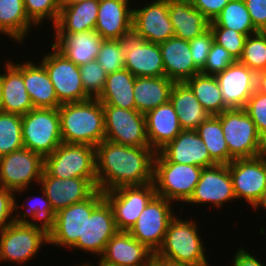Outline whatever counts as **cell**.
Returning <instances> with one entry per match:
<instances>
[{"instance_id":"7a4b0ae2","label":"cell","mask_w":266,"mask_h":266,"mask_svg":"<svg viewBox=\"0 0 266 266\" xmlns=\"http://www.w3.org/2000/svg\"><path fill=\"white\" fill-rule=\"evenodd\" d=\"M58 113L63 143L96 147L105 139L104 110L97 98L61 104Z\"/></svg>"},{"instance_id":"5b68a950","label":"cell","mask_w":266,"mask_h":266,"mask_svg":"<svg viewBox=\"0 0 266 266\" xmlns=\"http://www.w3.org/2000/svg\"><path fill=\"white\" fill-rule=\"evenodd\" d=\"M202 170L199 166L164 160L156 152L153 171L156 195L174 203H186L194 193Z\"/></svg>"},{"instance_id":"2e32d148","label":"cell","mask_w":266,"mask_h":266,"mask_svg":"<svg viewBox=\"0 0 266 266\" xmlns=\"http://www.w3.org/2000/svg\"><path fill=\"white\" fill-rule=\"evenodd\" d=\"M228 168L236 200L244 199L252 208L266 188V161L261 156L237 158Z\"/></svg>"},{"instance_id":"ab89813d","label":"cell","mask_w":266,"mask_h":266,"mask_svg":"<svg viewBox=\"0 0 266 266\" xmlns=\"http://www.w3.org/2000/svg\"><path fill=\"white\" fill-rule=\"evenodd\" d=\"M23 147L22 116L0 111V157Z\"/></svg>"},{"instance_id":"7402d4cb","label":"cell","mask_w":266,"mask_h":266,"mask_svg":"<svg viewBox=\"0 0 266 266\" xmlns=\"http://www.w3.org/2000/svg\"><path fill=\"white\" fill-rule=\"evenodd\" d=\"M131 0H99L95 31L103 40H123L132 34Z\"/></svg>"},{"instance_id":"3957f363","label":"cell","mask_w":266,"mask_h":266,"mask_svg":"<svg viewBox=\"0 0 266 266\" xmlns=\"http://www.w3.org/2000/svg\"><path fill=\"white\" fill-rule=\"evenodd\" d=\"M178 214L170 221L164 241L155 253V260L176 265L210 266L206 248L195 219L186 220ZM188 219V220H187Z\"/></svg>"},{"instance_id":"c3c4849f","label":"cell","mask_w":266,"mask_h":266,"mask_svg":"<svg viewBox=\"0 0 266 266\" xmlns=\"http://www.w3.org/2000/svg\"><path fill=\"white\" fill-rule=\"evenodd\" d=\"M188 42L194 65L201 71L206 63L212 43L214 42L211 29H207L200 36H197Z\"/></svg>"},{"instance_id":"30bf717a","label":"cell","mask_w":266,"mask_h":266,"mask_svg":"<svg viewBox=\"0 0 266 266\" xmlns=\"http://www.w3.org/2000/svg\"><path fill=\"white\" fill-rule=\"evenodd\" d=\"M40 61L47 70L60 104L80 102L91 97L85 92L80 68L68 60L53 45Z\"/></svg>"},{"instance_id":"836d02e7","label":"cell","mask_w":266,"mask_h":266,"mask_svg":"<svg viewBox=\"0 0 266 266\" xmlns=\"http://www.w3.org/2000/svg\"><path fill=\"white\" fill-rule=\"evenodd\" d=\"M40 191L43 194L42 197L40 196H37L35 198L33 197L30 200L32 201L30 203L29 199H27V201H24L26 202V204L23 203L21 206L19 205V207L17 203L18 201H16V196H15L14 213L16 215L14 214V222L18 224H29L34 228L40 229L47 236H49L54 231L55 228L56 213L54 212L51 203L45 194V191L41 187ZM21 207L23 209L25 208L24 212L23 210H21L22 212H20L19 208ZM37 221H39L40 224H38Z\"/></svg>"},{"instance_id":"6125c7cd","label":"cell","mask_w":266,"mask_h":266,"mask_svg":"<svg viewBox=\"0 0 266 266\" xmlns=\"http://www.w3.org/2000/svg\"><path fill=\"white\" fill-rule=\"evenodd\" d=\"M0 104H1V80H0Z\"/></svg>"},{"instance_id":"f546056e","label":"cell","mask_w":266,"mask_h":266,"mask_svg":"<svg viewBox=\"0 0 266 266\" xmlns=\"http://www.w3.org/2000/svg\"><path fill=\"white\" fill-rule=\"evenodd\" d=\"M168 6L174 37L190 41L209 29L210 21L190 0H168Z\"/></svg>"},{"instance_id":"d590c367","label":"cell","mask_w":266,"mask_h":266,"mask_svg":"<svg viewBox=\"0 0 266 266\" xmlns=\"http://www.w3.org/2000/svg\"><path fill=\"white\" fill-rule=\"evenodd\" d=\"M32 26L36 25L28 18L23 0H0V34L22 44L29 36Z\"/></svg>"},{"instance_id":"680465c9","label":"cell","mask_w":266,"mask_h":266,"mask_svg":"<svg viewBox=\"0 0 266 266\" xmlns=\"http://www.w3.org/2000/svg\"><path fill=\"white\" fill-rule=\"evenodd\" d=\"M163 266H192V265H176V264H171V263H166V262H160Z\"/></svg>"},{"instance_id":"d6a6232c","label":"cell","mask_w":266,"mask_h":266,"mask_svg":"<svg viewBox=\"0 0 266 266\" xmlns=\"http://www.w3.org/2000/svg\"><path fill=\"white\" fill-rule=\"evenodd\" d=\"M174 83L173 80L165 76L136 77L133 90L136 110L146 114L168 102Z\"/></svg>"},{"instance_id":"d6986e66","label":"cell","mask_w":266,"mask_h":266,"mask_svg":"<svg viewBox=\"0 0 266 266\" xmlns=\"http://www.w3.org/2000/svg\"><path fill=\"white\" fill-rule=\"evenodd\" d=\"M124 68L135 77L165 76L159 44L135 37L123 39Z\"/></svg>"},{"instance_id":"4fadbf2b","label":"cell","mask_w":266,"mask_h":266,"mask_svg":"<svg viewBox=\"0 0 266 266\" xmlns=\"http://www.w3.org/2000/svg\"><path fill=\"white\" fill-rule=\"evenodd\" d=\"M104 199L111 206L118 231H129L142 211L156 195L153 183L122 186L104 192Z\"/></svg>"},{"instance_id":"7dc6e473","label":"cell","mask_w":266,"mask_h":266,"mask_svg":"<svg viewBox=\"0 0 266 266\" xmlns=\"http://www.w3.org/2000/svg\"><path fill=\"white\" fill-rule=\"evenodd\" d=\"M244 109L255 123L257 131L263 140L266 137V95L256 90L249 97Z\"/></svg>"},{"instance_id":"db71d44e","label":"cell","mask_w":266,"mask_h":266,"mask_svg":"<svg viewBox=\"0 0 266 266\" xmlns=\"http://www.w3.org/2000/svg\"><path fill=\"white\" fill-rule=\"evenodd\" d=\"M256 90L266 95V70L256 73Z\"/></svg>"},{"instance_id":"b9f144b4","label":"cell","mask_w":266,"mask_h":266,"mask_svg":"<svg viewBox=\"0 0 266 266\" xmlns=\"http://www.w3.org/2000/svg\"><path fill=\"white\" fill-rule=\"evenodd\" d=\"M28 18L36 25L45 20L52 21L54 26L58 20L61 0H23Z\"/></svg>"},{"instance_id":"681fc988","label":"cell","mask_w":266,"mask_h":266,"mask_svg":"<svg viewBox=\"0 0 266 266\" xmlns=\"http://www.w3.org/2000/svg\"><path fill=\"white\" fill-rule=\"evenodd\" d=\"M15 192L0 186V230L14 222Z\"/></svg>"},{"instance_id":"f35d334b","label":"cell","mask_w":266,"mask_h":266,"mask_svg":"<svg viewBox=\"0 0 266 266\" xmlns=\"http://www.w3.org/2000/svg\"><path fill=\"white\" fill-rule=\"evenodd\" d=\"M209 28H228L246 36L257 33L244 0H230Z\"/></svg>"},{"instance_id":"7c38bea8","label":"cell","mask_w":266,"mask_h":266,"mask_svg":"<svg viewBox=\"0 0 266 266\" xmlns=\"http://www.w3.org/2000/svg\"><path fill=\"white\" fill-rule=\"evenodd\" d=\"M102 107L106 140L132 147L149 146L145 114L136 109H123L110 105Z\"/></svg>"},{"instance_id":"52a82bcc","label":"cell","mask_w":266,"mask_h":266,"mask_svg":"<svg viewBox=\"0 0 266 266\" xmlns=\"http://www.w3.org/2000/svg\"><path fill=\"white\" fill-rule=\"evenodd\" d=\"M24 147L43 157L62 143L58 108H34L22 115Z\"/></svg>"},{"instance_id":"603a6c76","label":"cell","mask_w":266,"mask_h":266,"mask_svg":"<svg viewBox=\"0 0 266 266\" xmlns=\"http://www.w3.org/2000/svg\"><path fill=\"white\" fill-rule=\"evenodd\" d=\"M164 160L208 168L217 165L196 130H182L157 152Z\"/></svg>"},{"instance_id":"ffe728a7","label":"cell","mask_w":266,"mask_h":266,"mask_svg":"<svg viewBox=\"0 0 266 266\" xmlns=\"http://www.w3.org/2000/svg\"><path fill=\"white\" fill-rule=\"evenodd\" d=\"M118 232L111 206L104 199L85 218L84 241H77L71 249L101 256L107 242Z\"/></svg>"},{"instance_id":"ac0fdd59","label":"cell","mask_w":266,"mask_h":266,"mask_svg":"<svg viewBox=\"0 0 266 266\" xmlns=\"http://www.w3.org/2000/svg\"><path fill=\"white\" fill-rule=\"evenodd\" d=\"M98 266H149L155 253L128 231H118L106 244Z\"/></svg>"},{"instance_id":"e0dca14e","label":"cell","mask_w":266,"mask_h":266,"mask_svg":"<svg viewBox=\"0 0 266 266\" xmlns=\"http://www.w3.org/2000/svg\"><path fill=\"white\" fill-rule=\"evenodd\" d=\"M235 200L228 165H215L203 168L194 193L186 204H211L221 209L227 202Z\"/></svg>"},{"instance_id":"8fae6325","label":"cell","mask_w":266,"mask_h":266,"mask_svg":"<svg viewBox=\"0 0 266 266\" xmlns=\"http://www.w3.org/2000/svg\"><path fill=\"white\" fill-rule=\"evenodd\" d=\"M104 200L97 189L85 201L72 204L55 215V228L49 235V246L72 248L77 241H84L85 218Z\"/></svg>"},{"instance_id":"8d00e7d4","label":"cell","mask_w":266,"mask_h":266,"mask_svg":"<svg viewBox=\"0 0 266 266\" xmlns=\"http://www.w3.org/2000/svg\"><path fill=\"white\" fill-rule=\"evenodd\" d=\"M185 83L193 91L202 107L210 115H219L229 109L223 101L222 93L215 75L195 74Z\"/></svg>"},{"instance_id":"ee69618b","label":"cell","mask_w":266,"mask_h":266,"mask_svg":"<svg viewBox=\"0 0 266 266\" xmlns=\"http://www.w3.org/2000/svg\"><path fill=\"white\" fill-rule=\"evenodd\" d=\"M79 68L85 92L91 98H97L104 89L107 73L97 60L80 65Z\"/></svg>"},{"instance_id":"f1b7e54d","label":"cell","mask_w":266,"mask_h":266,"mask_svg":"<svg viewBox=\"0 0 266 266\" xmlns=\"http://www.w3.org/2000/svg\"><path fill=\"white\" fill-rule=\"evenodd\" d=\"M22 77L34 108H59L55 88L41 62L23 61Z\"/></svg>"},{"instance_id":"91938a15","label":"cell","mask_w":266,"mask_h":266,"mask_svg":"<svg viewBox=\"0 0 266 266\" xmlns=\"http://www.w3.org/2000/svg\"><path fill=\"white\" fill-rule=\"evenodd\" d=\"M149 266H163L160 262L154 260Z\"/></svg>"},{"instance_id":"44dd1931","label":"cell","mask_w":266,"mask_h":266,"mask_svg":"<svg viewBox=\"0 0 266 266\" xmlns=\"http://www.w3.org/2000/svg\"><path fill=\"white\" fill-rule=\"evenodd\" d=\"M224 104L229 108H245L256 91V73L239 61L215 75Z\"/></svg>"},{"instance_id":"e575fe53","label":"cell","mask_w":266,"mask_h":266,"mask_svg":"<svg viewBox=\"0 0 266 266\" xmlns=\"http://www.w3.org/2000/svg\"><path fill=\"white\" fill-rule=\"evenodd\" d=\"M135 79L136 77L125 68L107 74L104 89L97 99L102 105L136 109L133 92Z\"/></svg>"},{"instance_id":"83f0119b","label":"cell","mask_w":266,"mask_h":266,"mask_svg":"<svg viewBox=\"0 0 266 266\" xmlns=\"http://www.w3.org/2000/svg\"><path fill=\"white\" fill-rule=\"evenodd\" d=\"M164 64L165 77L174 82H185L200 70L194 65L189 42L177 37L159 44Z\"/></svg>"},{"instance_id":"bcb514c9","label":"cell","mask_w":266,"mask_h":266,"mask_svg":"<svg viewBox=\"0 0 266 266\" xmlns=\"http://www.w3.org/2000/svg\"><path fill=\"white\" fill-rule=\"evenodd\" d=\"M235 62L236 60L224 47L213 42L206 63L200 73L216 75Z\"/></svg>"},{"instance_id":"cb8c5ba5","label":"cell","mask_w":266,"mask_h":266,"mask_svg":"<svg viewBox=\"0 0 266 266\" xmlns=\"http://www.w3.org/2000/svg\"><path fill=\"white\" fill-rule=\"evenodd\" d=\"M39 185L45 191L55 213L85 201L97 190L86 178H55L45 171Z\"/></svg>"},{"instance_id":"f907efd6","label":"cell","mask_w":266,"mask_h":266,"mask_svg":"<svg viewBox=\"0 0 266 266\" xmlns=\"http://www.w3.org/2000/svg\"><path fill=\"white\" fill-rule=\"evenodd\" d=\"M257 31L266 32V0H244Z\"/></svg>"},{"instance_id":"484cf974","label":"cell","mask_w":266,"mask_h":266,"mask_svg":"<svg viewBox=\"0 0 266 266\" xmlns=\"http://www.w3.org/2000/svg\"><path fill=\"white\" fill-rule=\"evenodd\" d=\"M53 36L55 42H52V45L77 66L96 60L103 42L102 37L95 30L54 33Z\"/></svg>"},{"instance_id":"f6af8a7d","label":"cell","mask_w":266,"mask_h":266,"mask_svg":"<svg viewBox=\"0 0 266 266\" xmlns=\"http://www.w3.org/2000/svg\"><path fill=\"white\" fill-rule=\"evenodd\" d=\"M214 42L224 47L238 61L243 53L246 35L228 28H210Z\"/></svg>"},{"instance_id":"60d3db41","label":"cell","mask_w":266,"mask_h":266,"mask_svg":"<svg viewBox=\"0 0 266 266\" xmlns=\"http://www.w3.org/2000/svg\"><path fill=\"white\" fill-rule=\"evenodd\" d=\"M238 61L255 73L266 70V32L258 31L246 37L243 53Z\"/></svg>"},{"instance_id":"5bb4252c","label":"cell","mask_w":266,"mask_h":266,"mask_svg":"<svg viewBox=\"0 0 266 266\" xmlns=\"http://www.w3.org/2000/svg\"><path fill=\"white\" fill-rule=\"evenodd\" d=\"M172 203L174 202L155 195L128 231L154 253L161 247L168 225L176 216Z\"/></svg>"},{"instance_id":"4316f807","label":"cell","mask_w":266,"mask_h":266,"mask_svg":"<svg viewBox=\"0 0 266 266\" xmlns=\"http://www.w3.org/2000/svg\"><path fill=\"white\" fill-rule=\"evenodd\" d=\"M145 119L149 147L155 152L171 142L183 130L170 100L148 111Z\"/></svg>"},{"instance_id":"4dcf8cb0","label":"cell","mask_w":266,"mask_h":266,"mask_svg":"<svg viewBox=\"0 0 266 266\" xmlns=\"http://www.w3.org/2000/svg\"><path fill=\"white\" fill-rule=\"evenodd\" d=\"M99 0H85L75 4L61 5L55 33H77L95 29Z\"/></svg>"},{"instance_id":"ba28073f","label":"cell","mask_w":266,"mask_h":266,"mask_svg":"<svg viewBox=\"0 0 266 266\" xmlns=\"http://www.w3.org/2000/svg\"><path fill=\"white\" fill-rule=\"evenodd\" d=\"M44 171V157L25 147L0 157V186L26 192L30 184L39 185Z\"/></svg>"},{"instance_id":"816d5d0a","label":"cell","mask_w":266,"mask_h":266,"mask_svg":"<svg viewBox=\"0 0 266 266\" xmlns=\"http://www.w3.org/2000/svg\"><path fill=\"white\" fill-rule=\"evenodd\" d=\"M191 4L212 22L230 0H190Z\"/></svg>"},{"instance_id":"1f68e13d","label":"cell","mask_w":266,"mask_h":266,"mask_svg":"<svg viewBox=\"0 0 266 266\" xmlns=\"http://www.w3.org/2000/svg\"><path fill=\"white\" fill-rule=\"evenodd\" d=\"M170 102L178 114V121L183 130H195L210 116L185 82L174 83Z\"/></svg>"},{"instance_id":"9f6ffc18","label":"cell","mask_w":266,"mask_h":266,"mask_svg":"<svg viewBox=\"0 0 266 266\" xmlns=\"http://www.w3.org/2000/svg\"><path fill=\"white\" fill-rule=\"evenodd\" d=\"M260 156L266 161V137L262 140V149Z\"/></svg>"},{"instance_id":"11a10c76","label":"cell","mask_w":266,"mask_h":266,"mask_svg":"<svg viewBox=\"0 0 266 266\" xmlns=\"http://www.w3.org/2000/svg\"><path fill=\"white\" fill-rule=\"evenodd\" d=\"M254 210L266 209V188L263 190L259 200L252 207Z\"/></svg>"},{"instance_id":"f5cc1de1","label":"cell","mask_w":266,"mask_h":266,"mask_svg":"<svg viewBox=\"0 0 266 266\" xmlns=\"http://www.w3.org/2000/svg\"><path fill=\"white\" fill-rule=\"evenodd\" d=\"M232 261L233 266H266L260 261V259L256 258L255 255H251V253L247 252L245 247H240L235 252Z\"/></svg>"},{"instance_id":"6da1fadb","label":"cell","mask_w":266,"mask_h":266,"mask_svg":"<svg viewBox=\"0 0 266 266\" xmlns=\"http://www.w3.org/2000/svg\"><path fill=\"white\" fill-rule=\"evenodd\" d=\"M97 189L153 183L156 152L149 146L132 147L104 139L96 147Z\"/></svg>"},{"instance_id":"94428289","label":"cell","mask_w":266,"mask_h":266,"mask_svg":"<svg viewBox=\"0 0 266 266\" xmlns=\"http://www.w3.org/2000/svg\"><path fill=\"white\" fill-rule=\"evenodd\" d=\"M90 261H88V263H83L82 265H80V266H95V265H93L92 264V262H90ZM77 266H79V265H77Z\"/></svg>"},{"instance_id":"277c9868","label":"cell","mask_w":266,"mask_h":266,"mask_svg":"<svg viewBox=\"0 0 266 266\" xmlns=\"http://www.w3.org/2000/svg\"><path fill=\"white\" fill-rule=\"evenodd\" d=\"M44 171L55 178H86L97 189L96 148L62 142L44 157Z\"/></svg>"},{"instance_id":"9a60e30c","label":"cell","mask_w":266,"mask_h":266,"mask_svg":"<svg viewBox=\"0 0 266 266\" xmlns=\"http://www.w3.org/2000/svg\"><path fill=\"white\" fill-rule=\"evenodd\" d=\"M150 1L142 7H133L132 34L139 39L160 44L174 37L168 0Z\"/></svg>"},{"instance_id":"9c48e42d","label":"cell","mask_w":266,"mask_h":266,"mask_svg":"<svg viewBox=\"0 0 266 266\" xmlns=\"http://www.w3.org/2000/svg\"><path fill=\"white\" fill-rule=\"evenodd\" d=\"M49 244V236L29 224L12 222L0 230V262L20 265L37 256L42 245Z\"/></svg>"},{"instance_id":"8992f818","label":"cell","mask_w":266,"mask_h":266,"mask_svg":"<svg viewBox=\"0 0 266 266\" xmlns=\"http://www.w3.org/2000/svg\"><path fill=\"white\" fill-rule=\"evenodd\" d=\"M229 149V164L237 158L261 155L262 138L244 108H233L216 115Z\"/></svg>"},{"instance_id":"74e56055","label":"cell","mask_w":266,"mask_h":266,"mask_svg":"<svg viewBox=\"0 0 266 266\" xmlns=\"http://www.w3.org/2000/svg\"><path fill=\"white\" fill-rule=\"evenodd\" d=\"M217 165L229 164V149L225 141L221 121L216 115H210L196 129Z\"/></svg>"},{"instance_id":"6f0895ef","label":"cell","mask_w":266,"mask_h":266,"mask_svg":"<svg viewBox=\"0 0 266 266\" xmlns=\"http://www.w3.org/2000/svg\"><path fill=\"white\" fill-rule=\"evenodd\" d=\"M85 0H61V5H69V4H75L78 2H82Z\"/></svg>"},{"instance_id":"d4e9b609","label":"cell","mask_w":266,"mask_h":266,"mask_svg":"<svg viewBox=\"0 0 266 266\" xmlns=\"http://www.w3.org/2000/svg\"><path fill=\"white\" fill-rule=\"evenodd\" d=\"M11 60H5V72L0 74V111L22 116L34 109V106L23 81L22 62L20 64Z\"/></svg>"},{"instance_id":"7bdbcfd3","label":"cell","mask_w":266,"mask_h":266,"mask_svg":"<svg viewBox=\"0 0 266 266\" xmlns=\"http://www.w3.org/2000/svg\"><path fill=\"white\" fill-rule=\"evenodd\" d=\"M96 60L107 74L124 69L123 40H103Z\"/></svg>"}]
</instances>
